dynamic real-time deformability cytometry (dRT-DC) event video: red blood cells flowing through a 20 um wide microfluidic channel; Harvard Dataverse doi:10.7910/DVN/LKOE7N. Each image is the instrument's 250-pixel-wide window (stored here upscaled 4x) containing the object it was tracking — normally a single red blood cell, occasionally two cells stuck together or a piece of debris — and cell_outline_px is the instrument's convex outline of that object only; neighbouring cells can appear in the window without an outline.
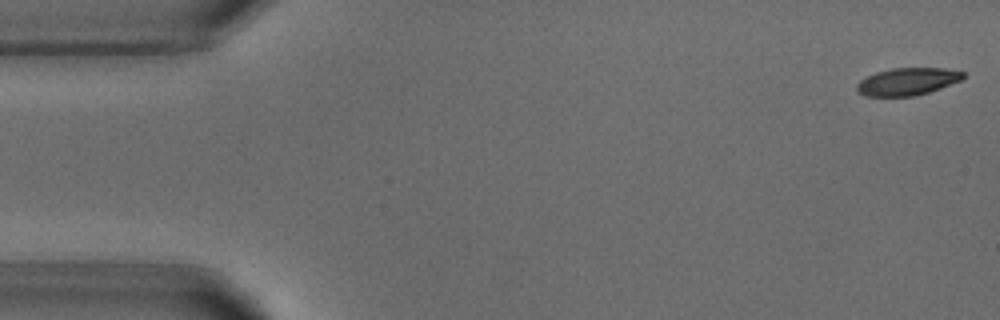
{"species": "common noctule bat (a hibernating species)", "species_latin": "Nyctalus noctula", "temperature_condition": "warm", "stored_images_in_passage": 6, "camera_frame_rate_fps": 3000, "um_per_image_px": 0.085, "animal": {"sex": "male", "body_mass_g": 18.8}, "frame": {"image": 1, "passage_image": 1, "time_ms": 0.0, "image_size_px": [1000, 320], "cell_outline_px": [[964, 76], [960, 80], [940, 88], [928, 92], [912, 96], [864, 96], [856, 88], [856, 84], [860, 80], [876, 72], [892, 68], [944, 68], [964, 72]], "centroid_in_image_um": [77.11, 6.92], "position_along_channel_um": 7.9, "area_um2": 16.76}}